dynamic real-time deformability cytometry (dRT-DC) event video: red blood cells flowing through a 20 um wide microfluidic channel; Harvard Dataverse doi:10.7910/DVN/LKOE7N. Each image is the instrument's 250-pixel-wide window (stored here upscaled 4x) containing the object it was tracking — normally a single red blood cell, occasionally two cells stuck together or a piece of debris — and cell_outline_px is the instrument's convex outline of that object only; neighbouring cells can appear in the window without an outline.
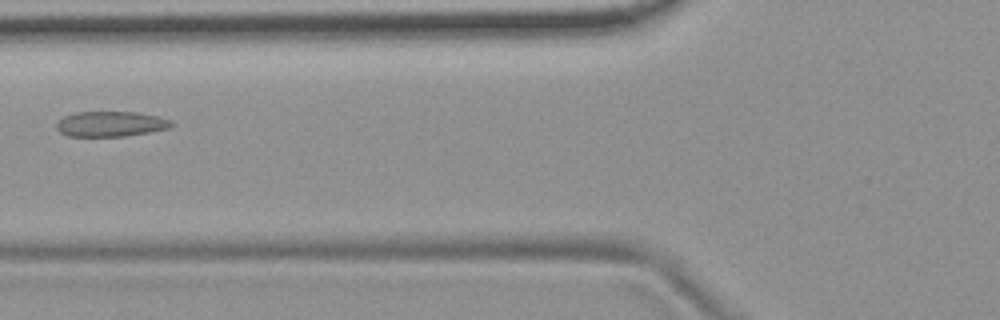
{"species": "common noctule bat (a hibernating species)", "species_latin": "Nyctalus noctula", "temperature_condition": "room temperature", "stored_images_in_passage": 4, "camera_frame_rate_fps": 3000, "um_per_image_px": 0.085, "animal": {"sex": "female", "body_mass_g": 19.9}, "frame": {"image": 1, "passage_image": 3, "time_ms": 2.333, "image_size_px": [1000, 320], "cell_outline_px": [[176, 124], [168, 128], [148, 132], [124, 136], [68, 136], [60, 132], [56, 128], [56, 124], [64, 116], [76, 112], [136, 112], [156, 116], [172, 120]], "centroid_in_image_um": [9.42, 10.53], "position_along_channel_um": 116.4, "area_um2": 16.82}}
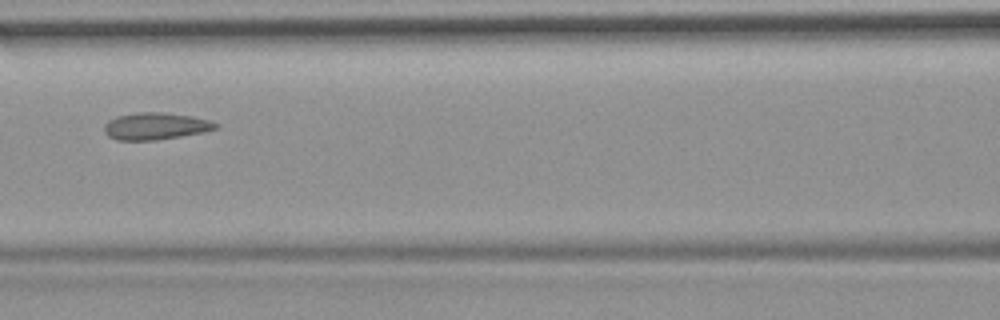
{"frame": {"image": 2, "passage_image": 4, "time_ms": 3.333, "image_size_px": [1000, 320], "cell_outline_px": [[220, 124], [216, 128], [204, 132], [156, 140], [116, 140], [108, 136], [104, 132], [104, 124], [108, 120], [116, 116], [136, 112], [164, 112], [192, 116], [208, 120]], "centroid_in_image_um": [13.19, 10.71], "position_along_channel_um": 153.4, "area_um2": 17.63}}